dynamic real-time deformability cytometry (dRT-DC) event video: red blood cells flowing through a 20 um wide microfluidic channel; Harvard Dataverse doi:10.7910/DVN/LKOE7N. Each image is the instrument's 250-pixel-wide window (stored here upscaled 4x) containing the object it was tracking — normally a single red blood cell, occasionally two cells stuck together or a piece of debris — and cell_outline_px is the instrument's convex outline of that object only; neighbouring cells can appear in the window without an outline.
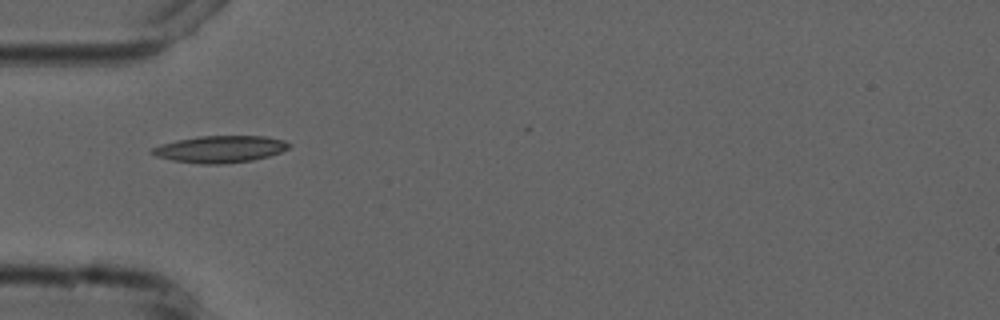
{"species": "common noctule bat (a hibernating species)", "species_latin": "Nyctalus noctula", "temperature_condition": "cold", "stored_images_in_passage": 6, "camera_frame_rate_fps": 3000, "um_per_image_px": 0.085, "animal": {"sex": "male", "forearm_length_mm": 52.5}, "frame": {"image": 1, "passage_image": 3, "time_ms": 2.333, "image_size_px": [1000, 320], "cell_outline_px": [[292, 144], [288, 148], [280, 152], [268, 156], [252, 160], [220, 164], [200, 164], [172, 160], [156, 156], [148, 152], [152, 148], [160, 144], [176, 140], [196, 136], [264, 136], [284, 140]], "centroid_in_image_um": [18.67, 12.67], "position_along_channel_um": 66.3, "area_um2": 21.5}}
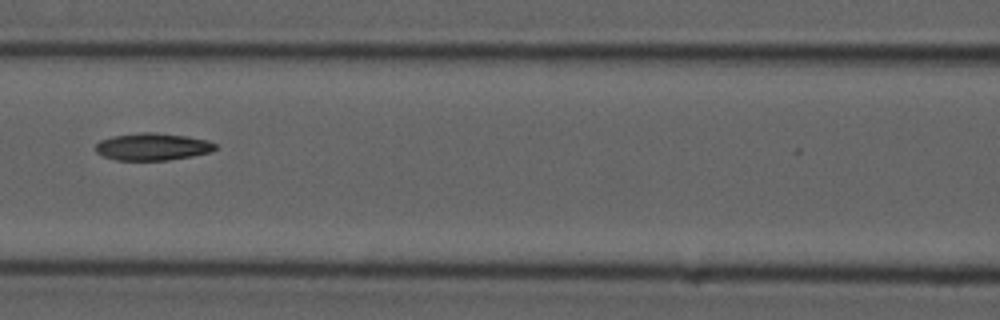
{"frame": {"image": 2, "passage_image": 5, "time_ms": 4.667, "image_size_px": [1000, 320], "cell_outline_px": [[216, 148], [212, 152], [192, 156], [168, 160], [116, 160], [104, 156], [96, 152], [96, 144], [100, 140], [112, 136], [140, 132], [156, 132], [188, 136], [208, 140], [216, 144]], "centroid_in_image_um": [12.98, 12.46], "position_along_channel_um": 153.6, "area_um2": 19.13}}
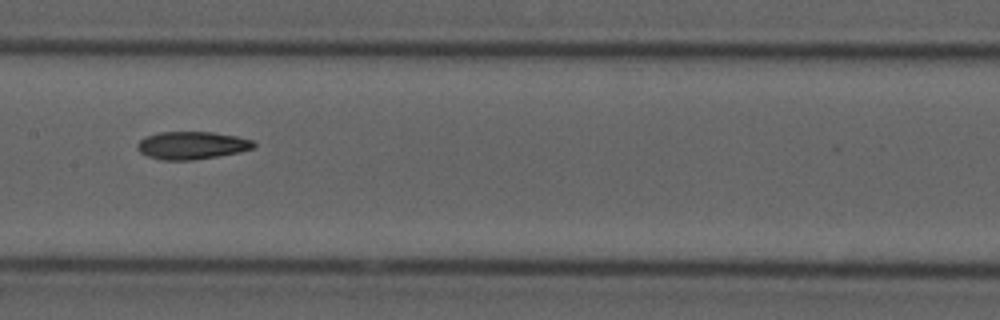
{"frame": {"image": 3, "passage_image": 6, "time_ms": 5.667, "image_size_px": [1000, 320], "cell_outline_px": [[256, 144], [252, 148], [240, 152], [196, 160], [160, 160], [148, 156], [140, 152], [136, 148], [136, 144], [144, 136], [160, 132], [212, 132], [236, 136], [252, 140]], "centroid_in_image_um": [16.27, 12.36], "position_along_channel_um": 191.1, "area_um2": 18.9}}